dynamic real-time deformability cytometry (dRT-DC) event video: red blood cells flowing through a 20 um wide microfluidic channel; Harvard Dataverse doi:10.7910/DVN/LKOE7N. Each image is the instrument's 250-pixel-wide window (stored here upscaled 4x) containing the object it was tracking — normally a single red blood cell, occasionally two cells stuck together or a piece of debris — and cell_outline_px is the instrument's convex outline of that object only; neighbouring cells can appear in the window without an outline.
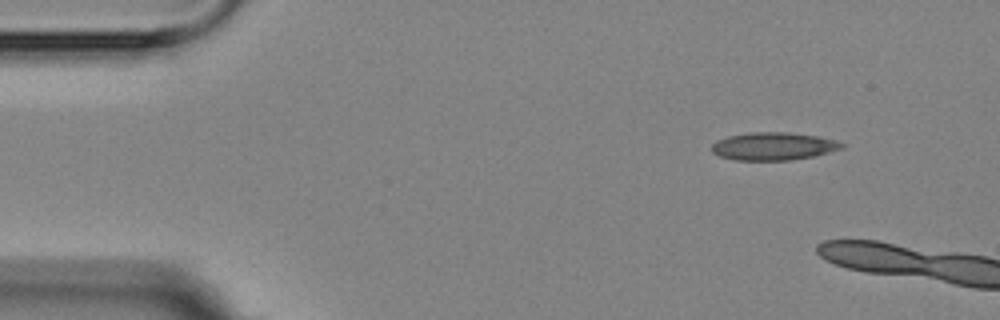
{"species": "Egyptian fruit bat (a non-hibernating species)", "species_latin": "Rousettus aegyptiacus", "temperature_condition": "room temperature", "stored_images_in_passage": 2, "camera_frame_rate_fps": 3000, "um_per_image_px": 0.085, "animal": {"sex": "female"}, "frame": {"image": 1, "passage_image": 1, "time_ms": 0.0, "image_size_px": [1000, 320], "cell_outline_px": [[844, 148], [812, 156], [788, 160], [736, 160], [720, 156], [712, 152], [712, 144], [716, 140], [728, 136], [748, 132], [784, 132], [816, 136], [836, 140], [844, 144]], "centroid_in_image_um": [65.71, 12.42], "position_along_channel_um": 19.3, "area_um2": 20.92}}